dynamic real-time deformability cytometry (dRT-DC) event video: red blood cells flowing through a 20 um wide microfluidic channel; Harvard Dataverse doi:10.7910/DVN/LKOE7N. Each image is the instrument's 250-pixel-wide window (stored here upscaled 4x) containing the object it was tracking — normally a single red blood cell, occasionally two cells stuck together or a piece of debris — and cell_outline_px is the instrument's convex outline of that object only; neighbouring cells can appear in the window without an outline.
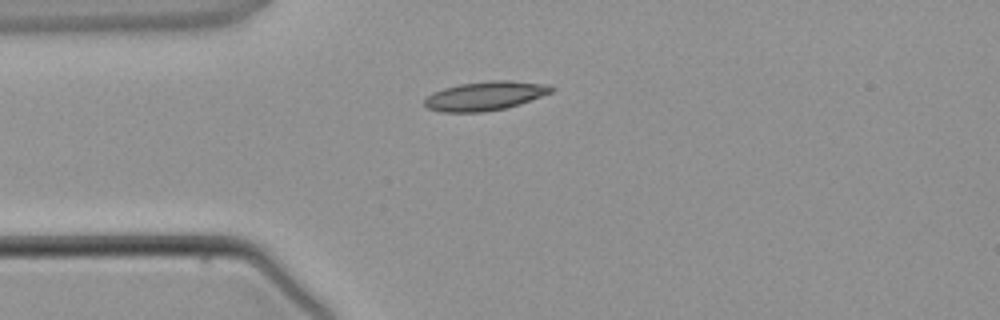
{"species": "common noctule bat (a hibernating species)", "species_latin": "Nyctalus noctula", "temperature_condition": "warm", "stored_images_in_passage": 3, "camera_frame_rate_fps": 3000, "um_per_image_px": 0.085, "animal": {"sex": "male", "body_mass_g": 21.5, "forearm_length_mm": 52.0}, "frame": {"image": 1, "passage_image": 2, "time_ms": 2.333, "image_size_px": [1000, 320], "cell_outline_px": [[552, 92], [520, 104], [508, 108], [484, 112], [440, 112], [428, 108], [424, 104], [424, 100], [432, 92], [444, 88], [460, 84], [492, 80], [508, 80], [552, 84]], "centroid_in_image_um": [41.25, 8.15], "position_along_channel_um": 43.8, "area_um2": 21.56}}
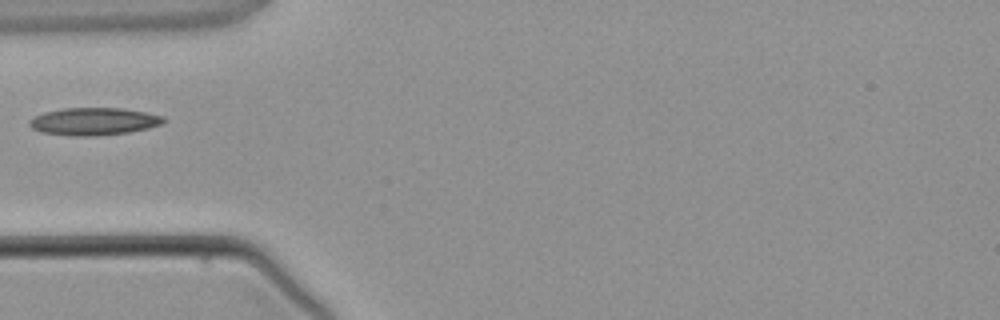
{"frame": {"image": 2, "passage_image": 3, "time_ms": 3.333, "image_size_px": [1000, 320], "cell_outline_px": [[164, 124], [148, 128], [128, 132], [100, 136], [72, 136], [40, 132], [32, 128], [28, 124], [28, 120], [44, 112], [60, 108], [124, 108], [164, 116]], "centroid_in_image_um": [7.96, 10.32], "position_along_channel_um": 77.0, "area_um2": 21.68}}